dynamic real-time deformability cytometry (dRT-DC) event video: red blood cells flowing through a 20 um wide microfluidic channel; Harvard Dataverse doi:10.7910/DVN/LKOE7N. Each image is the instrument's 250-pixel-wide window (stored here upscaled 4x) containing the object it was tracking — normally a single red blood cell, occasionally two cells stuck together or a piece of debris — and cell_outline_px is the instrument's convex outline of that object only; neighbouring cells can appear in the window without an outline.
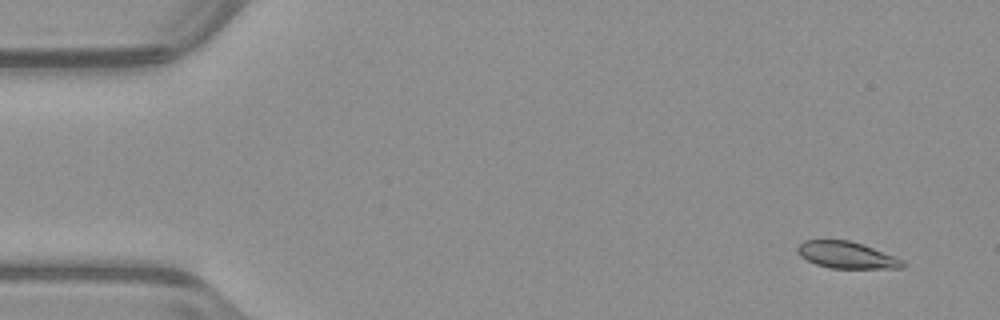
{"species": "common noctule bat (a hibernating species)", "species_latin": "Nyctalus noctula", "temperature_condition": "warm", "stored_images_in_passage": 50, "camera_frame_rate_fps": 3000, "um_per_image_px": 0.085, "animal": {"sex": "male", "body_mass_g": 23.1, "forearm_length_mm": 52.7}, "frame": {"image": 1, "passage_image": 1, "time_ms": 0.0, "image_size_px": [1000, 320], "cell_outline_px": [[904, 268], [832, 268], [816, 264], [800, 256], [796, 252], [796, 248], [804, 240], [848, 240], [872, 248], [904, 260]], "centroid_in_image_um": [71.93, 21.68], "position_along_channel_um": 13.1, "area_um2": 16.13}}
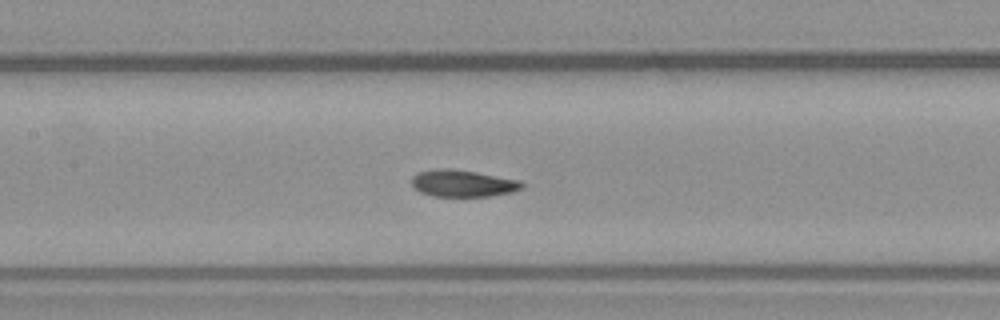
{"frame": {"image": 2, "passage_image": 22, "time_ms": 7.0, "image_size_px": [1000, 320], "cell_outline_px": [[524, 188], [512, 192], [488, 196], [432, 196], [420, 192], [412, 184], [412, 176], [416, 172], [432, 168], [452, 168], [476, 172], [520, 180], [524, 184]], "centroid_in_image_um": [39.32, 15.57], "position_along_channel_um": 168.1, "area_um2": 17.46}}
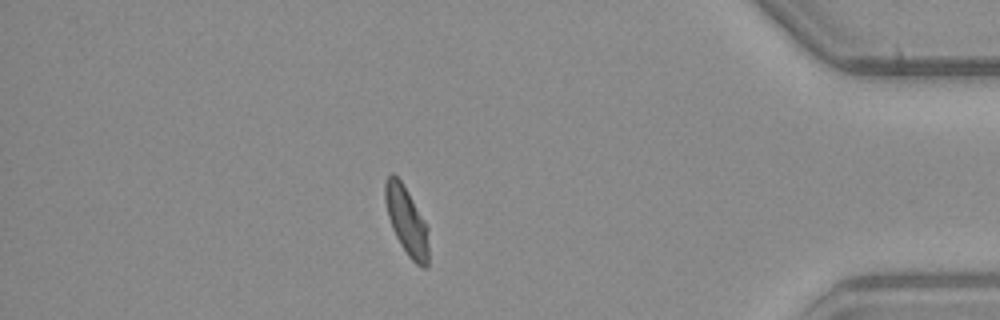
{"frame": {"image": 3, "passage_image": 43, "time_ms": 14.0, "image_size_px": [1000, 320], "cell_outline_px": [[428, 268], [420, 268], [408, 256], [400, 244], [392, 228], [388, 216], [384, 200], [384, 184], [388, 176], [392, 172], [400, 180], [428, 228]], "centroid_in_image_um": [34.55, 18.83], "position_along_channel_um": 400.7, "area_um2": 17.05}, "authors_computed_cell_mechanics": {"area_um2": 17.4845, "velocity_mm_per_s": 3.9394, "shape_relaxation_time_tau1_ms": 6.5646, "shape_relaxation_time_tau2_ms": 1.2229, "deformation_change_tau1": 0.1483, "deformation_change_tau2": 0.0487}}